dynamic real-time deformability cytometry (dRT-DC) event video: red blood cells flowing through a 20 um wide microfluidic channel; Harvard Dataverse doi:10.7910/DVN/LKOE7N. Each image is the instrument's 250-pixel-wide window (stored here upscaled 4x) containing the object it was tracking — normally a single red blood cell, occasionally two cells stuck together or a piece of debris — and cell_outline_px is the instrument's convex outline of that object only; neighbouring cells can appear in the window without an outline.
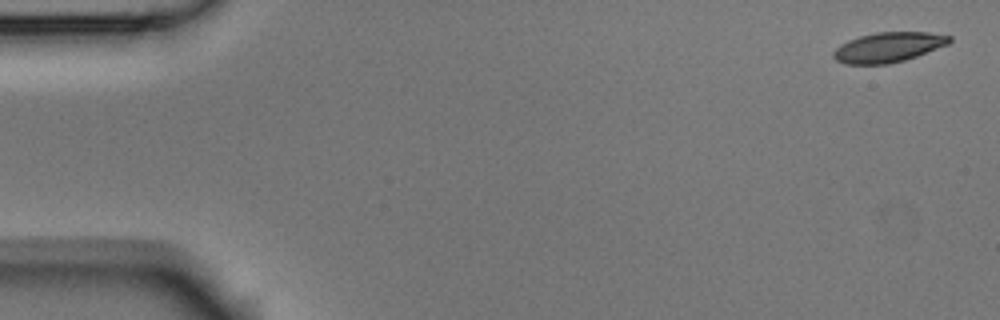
{"species": "Egyptian fruit bat (a non-hibernating species)", "species_latin": "Rousettus aegyptiacus", "temperature_condition": "room temperature", "stored_images_in_passage": 6, "camera_frame_rate_fps": 3000, "um_per_image_px": 0.085, "animal": {"sex": "male"}, "frame": {"image": 1, "passage_image": 1, "time_ms": 0.0, "image_size_px": [1000, 320], "cell_outline_px": [[952, 40], [948, 44], [916, 56], [904, 60], [888, 64], [844, 64], [836, 60], [832, 56], [832, 52], [840, 44], [848, 40], [860, 36], [876, 32], [928, 32], [952, 36]], "centroid_in_image_um": [75.48, 4.01], "position_along_channel_um": 9.5, "area_um2": 20.23}}
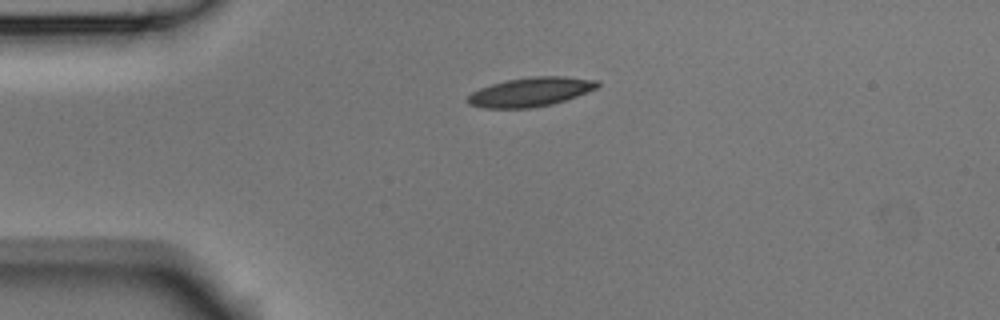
{"frame": {"image": 2, "passage_image": 4, "time_ms": 1.0, "image_size_px": [1000, 320], "cell_outline_px": [[600, 84], [596, 88], [576, 96], [552, 104], [528, 108], [484, 108], [468, 104], [468, 96], [472, 92], [480, 88], [492, 84], [508, 80], [532, 76], [564, 76], [596, 80]], "centroid_in_image_um": [45.08, 7.81], "position_along_channel_um": 39.9, "area_um2": 21.73}}
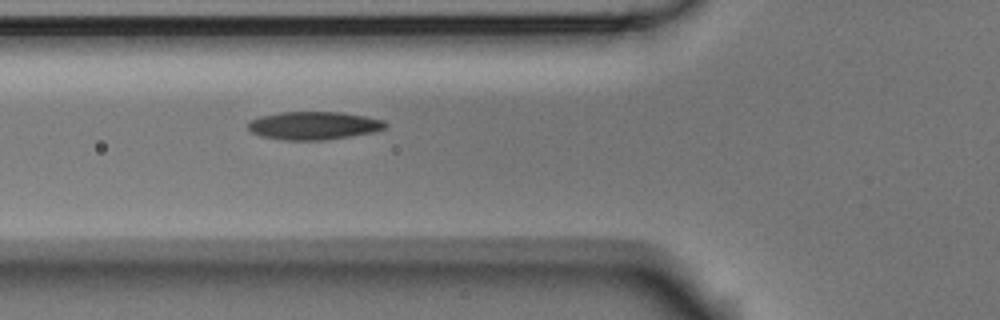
{"frame": {"image": 3, "passage_image": 6, "time_ms": 1.667, "image_size_px": [1000, 320], "cell_outline_px": [[388, 124], [384, 128], [376, 132], [352, 136], [324, 140], [284, 140], [264, 136], [252, 132], [248, 128], [248, 124], [252, 120], [260, 116], [280, 112], [340, 112], [364, 116], [384, 120]], "centroid_in_image_um": [26.71, 10.67], "position_along_channel_um": 99.1, "area_um2": 22.37}}